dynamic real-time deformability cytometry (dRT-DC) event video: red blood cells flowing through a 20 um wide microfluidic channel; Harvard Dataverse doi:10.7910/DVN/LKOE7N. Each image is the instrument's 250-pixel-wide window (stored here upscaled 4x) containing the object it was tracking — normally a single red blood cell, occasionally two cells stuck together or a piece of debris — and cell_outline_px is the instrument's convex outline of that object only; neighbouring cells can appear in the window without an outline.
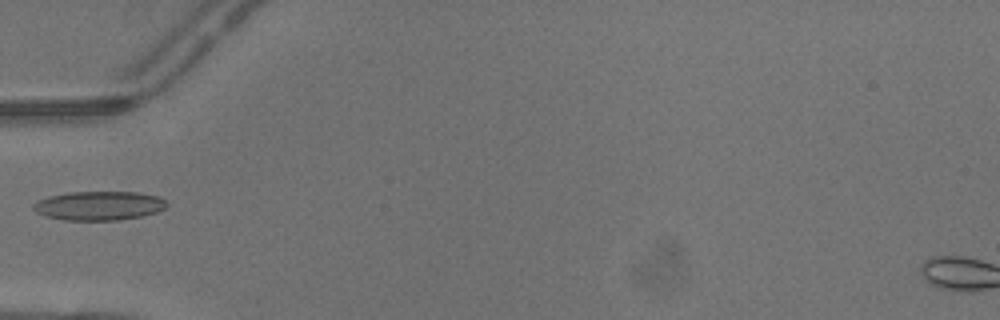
{"species": "common noctule bat (a hibernating species)", "species_latin": "Nyctalus noctula", "temperature_condition": "warm", "stored_images_in_passage": 4, "camera_frame_rate_fps": 3000, "um_per_image_px": 0.085, "animal": {"sex": "male", "body_mass_g": 13.3}, "frame": {"image": 1, "passage_image": 4, "time_ms": 1.0, "image_size_px": [1000, 320], "cell_outline_px": [[168, 204], [164, 208], [156, 212], [140, 216], [120, 220], [64, 220], [44, 216], [36, 212], [32, 208], [32, 204], [36, 200], [48, 196], [68, 192], [136, 192], [160, 196]], "centroid_in_image_um": [8.37, 17.48], "position_along_channel_um": 76.6, "area_um2": 22.72}}